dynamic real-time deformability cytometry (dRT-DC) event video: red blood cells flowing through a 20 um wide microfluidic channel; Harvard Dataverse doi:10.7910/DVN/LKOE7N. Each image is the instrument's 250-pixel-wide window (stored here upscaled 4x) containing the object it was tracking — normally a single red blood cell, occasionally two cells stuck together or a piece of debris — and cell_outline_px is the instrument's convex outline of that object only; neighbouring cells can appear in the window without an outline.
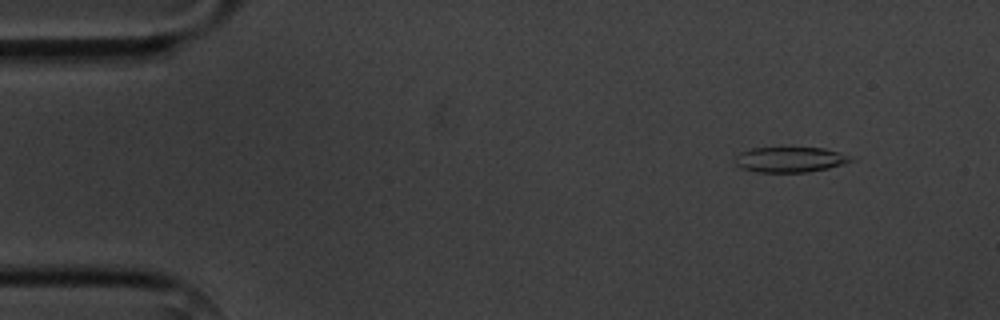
{"species": "common noctule bat (a hibernating species)", "species_latin": "Nyctalus noctula", "temperature_condition": "cold", "stored_images_in_passage": 5, "camera_frame_rate_fps": 3000, "um_per_image_px": 0.085, "animal": {"sex": "male", "body_mass_g": 20.1, "forearm_length_mm": 53.5}, "frame": {"image": 1, "passage_image": 1, "time_ms": 0.0, "image_size_px": [1000, 320], "cell_outline_px": [[856, 160], [844, 164], [828, 168], [808, 172], [756, 172], [740, 168], [732, 160], [740, 152], [752, 148], [788, 144], [824, 148], [848, 156]], "centroid_in_image_um": [67.09, 13.51], "position_along_channel_um": 17.9, "area_um2": 18.09}}
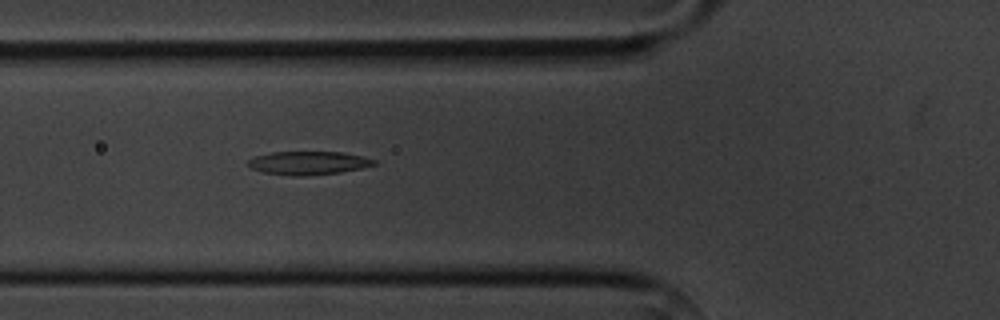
{"frame": {"image": 2, "passage_image": 5, "time_ms": 4.667, "image_size_px": [1000, 320], "cell_outline_px": [[376, 164], [364, 168], [340, 172], [300, 176], [292, 176], [264, 172], [252, 168], [248, 164], [248, 160], [256, 156], [272, 152], [340, 152], [360, 156], [376, 160]], "centroid_in_image_um": [26.22, 13.85], "position_along_channel_um": 99.6, "area_um2": 16.94}}